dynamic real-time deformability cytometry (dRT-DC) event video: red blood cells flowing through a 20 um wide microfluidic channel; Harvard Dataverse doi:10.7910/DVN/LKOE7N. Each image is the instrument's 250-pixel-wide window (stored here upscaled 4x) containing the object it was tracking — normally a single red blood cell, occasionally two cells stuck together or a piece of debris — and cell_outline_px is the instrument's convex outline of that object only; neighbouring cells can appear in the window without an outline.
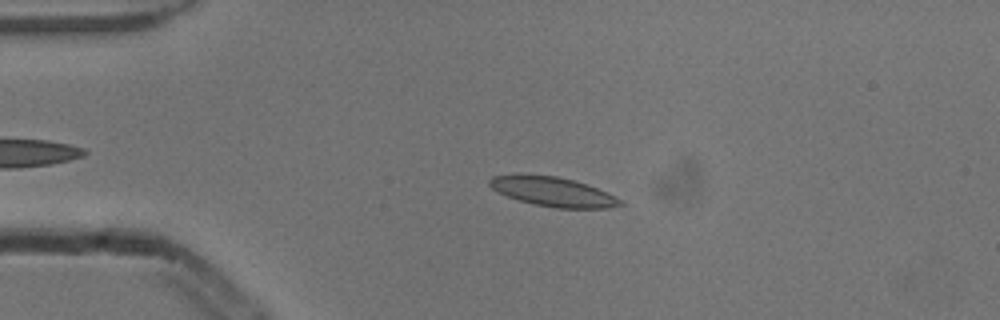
{"species": "common noctule bat (a hibernating species)", "species_latin": "Nyctalus noctula", "temperature_condition": "cold", "stored_images_in_passage": 42, "camera_frame_rate_fps": 3000, "um_per_image_px": 0.085, "animal": {"sex": "male", "body_mass_g": 13.3}, "frame": {"image": 1, "passage_image": 6, "time_ms": 1.667, "image_size_px": [1000, 320], "cell_outline_px": [[624, 204], [608, 208], [556, 208], [536, 204], [520, 200], [496, 192], [488, 184], [488, 180], [492, 176], [556, 176], [572, 180], [596, 188], [620, 200]], "centroid_in_image_um": [46.98, 16.32], "position_along_channel_um": 38.0, "area_um2": 21.44}}
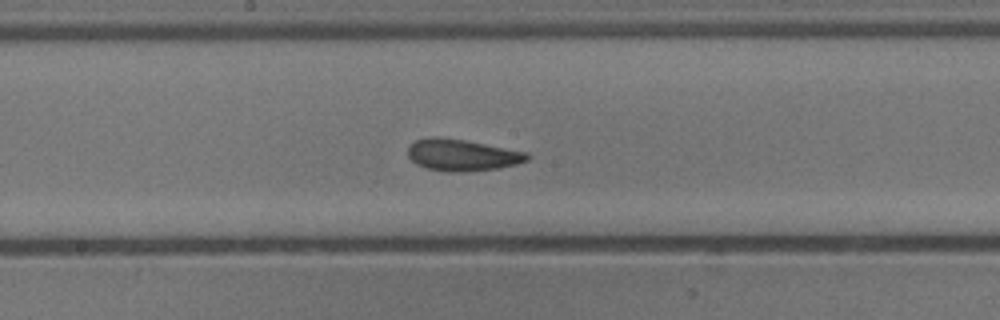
{"frame": {"image": 2, "passage_image": 22, "time_ms": 7.0, "image_size_px": [1000, 320], "cell_outline_px": [[532, 156], [528, 160], [516, 164], [500, 168], [464, 172], [448, 172], [428, 168], [416, 164], [408, 156], [408, 148], [416, 140], [436, 136], [464, 140], [528, 152]], "centroid_in_image_um": [39.32, 13.18], "position_along_channel_um": 208.9, "area_um2": 21.96}}
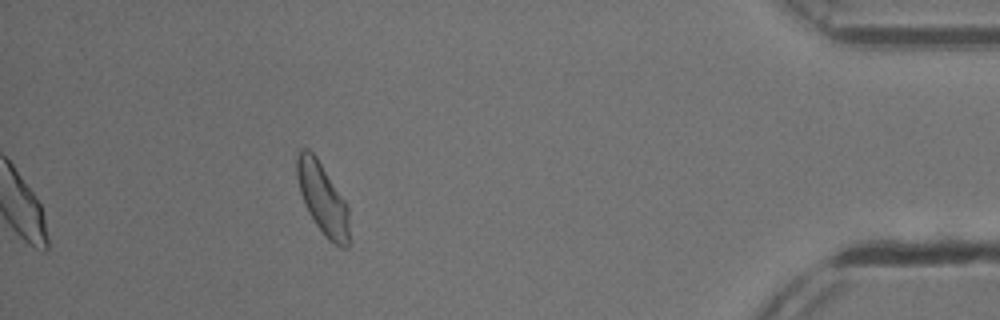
{"frame": {"image": 3, "passage_image": 42, "time_ms": 13.667, "image_size_px": [1000, 320], "cell_outline_px": [[348, 248], [340, 248], [328, 240], [324, 236], [308, 212], [304, 204], [300, 192], [296, 176], [296, 160], [300, 148], [308, 148], [316, 156], [344, 200], [348, 208]], "centroid_in_image_um": [27.39, 16.89], "position_along_channel_um": 407.8, "area_um2": 21.62}, "authors_computed_cell_mechanics": {"area_um2": 21.5883, "velocity_mm_per_s": 3.8173, "shape_relaxation_time_tau1_ms": 1.7862, "shape_relaxation_time_tau2_ms": 1.9075, "deformation_change_tau1": 0.1034, "deformation_change_tau2": 0.0928}}